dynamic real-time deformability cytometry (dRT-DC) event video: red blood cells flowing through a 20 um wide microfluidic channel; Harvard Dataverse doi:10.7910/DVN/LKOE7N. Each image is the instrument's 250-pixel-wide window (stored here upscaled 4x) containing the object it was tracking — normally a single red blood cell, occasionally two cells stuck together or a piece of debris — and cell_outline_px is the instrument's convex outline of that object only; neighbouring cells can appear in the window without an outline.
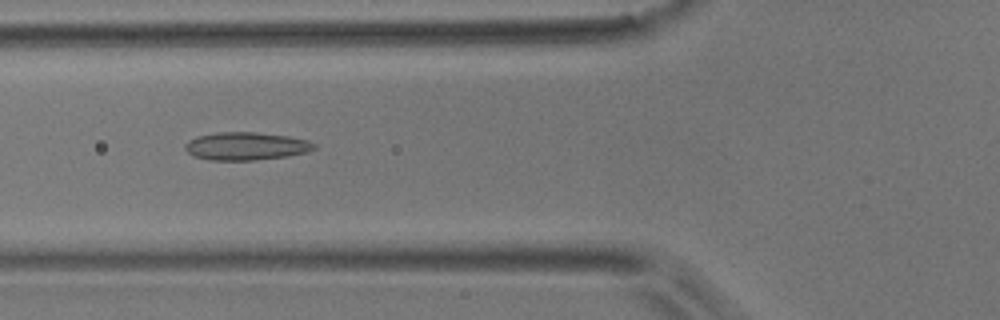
{"species": "common noctule bat (a hibernating species)", "species_latin": "Nyctalus noctula", "temperature_condition": "room temperature", "stored_images_in_passage": 51, "camera_frame_rate_fps": 3000, "um_per_image_px": 0.085, "animal": {"sex": "male", "body_mass_g": 17.9}, "frame": {"image": 1, "passage_image": 18, "time_ms": 5.667, "image_size_px": [1000, 320], "cell_outline_px": [[316, 148], [308, 152], [288, 156], [252, 160], [212, 160], [192, 156], [184, 148], [184, 144], [188, 140], [196, 136], [216, 132], [256, 132], [288, 136], [308, 140], [316, 144]], "centroid_in_image_um": [20.9, 12.41], "position_along_channel_um": 104.9, "area_um2": 21.15}}
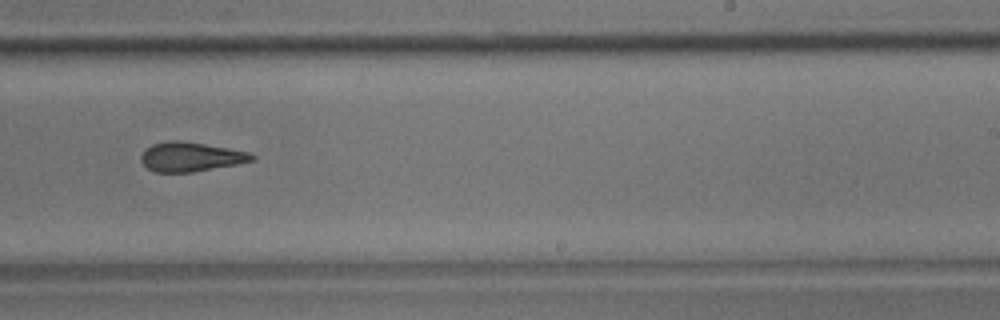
{"frame": {"image": 2, "passage_image": 31, "time_ms": 10.0, "image_size_px": [1000, 320], "cell_outline_px": [[256, 160], [236, 164], [192, 172], [156, 172], [148, 168], [140, 160], [140, 156], [152, 144], [168, 140], [180, 140], [252, 152], [256, 156]], "centroid_in_image_um": [16.25, 13.32], "position_along_channel_um": 272.8, "area_um2": 18.9}}
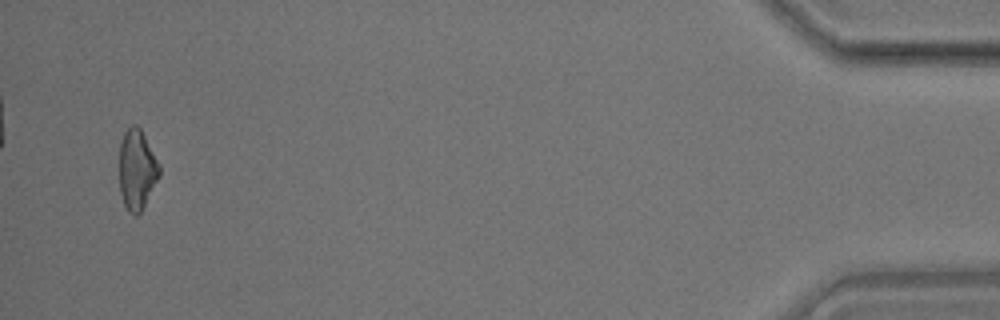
{"frame": {"image": 3, "passage_image": 49, "time_ms": 16.0, "image_size_px": [1000, 320], "cell_outline_px": [[160, 176], [140, 212], [136, 216], [128, 212], [124, 204], [120, 192], [120, 144], [124, 132], [132, 124], [136, 124], [140, 128], [160, 164]], "centroid_in_image_um": [11.64, 14.41], "position_along_channel_um": 423.6, "area_um2": 18.61}, "authors_computed_cell_mechanics": {"area_um2": 19.5942, "velocity_mm_per_s": 3.8704, "shape_relaxation_time_tau1_ms": 9.1522, "shape_relaxation_time_tau2_ms": 2.9838, "deformation_change_tau1": 0.1735, "deformation_change_tau2": 0.114}}